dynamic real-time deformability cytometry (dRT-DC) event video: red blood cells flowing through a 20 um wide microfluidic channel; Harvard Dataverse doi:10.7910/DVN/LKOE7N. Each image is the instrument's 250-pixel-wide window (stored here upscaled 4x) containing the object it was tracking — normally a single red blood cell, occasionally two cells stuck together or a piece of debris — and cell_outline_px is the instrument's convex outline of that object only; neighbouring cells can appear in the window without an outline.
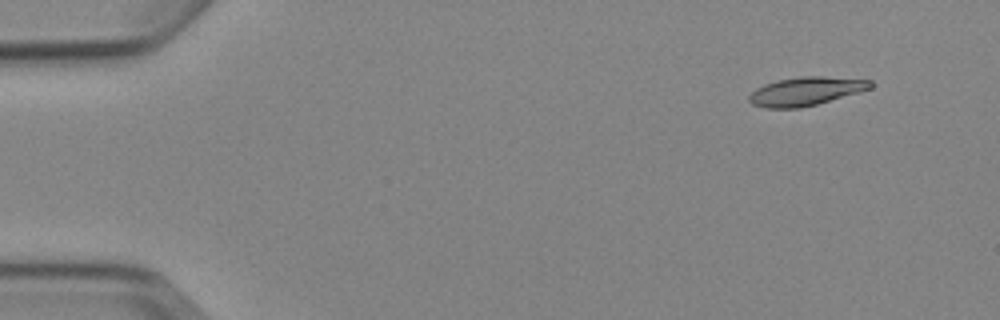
{"species": "Egyptian fruit bat (a non-hibernating species)", "species_latin": "Rousettus aegyptiacus", "temperature_condition": "cold", "stored_images_in_passage": 4, "camera_frame_rate_fps": 3000, "um_per_image_px": 0.085, "animal": {"sex": "female"}, "frame": {"image": 1, "passage_image": 1, "time_ms": 0.0, "image_size_px": [1000, 320], "cell_outline_px": [[872, 88], [860, 92], [816, 104], [800, 108], [764, 108], [752, 104], [748, 100], [748, 96], [756, 88], [764, 84], [776, 80], [800, 76], [824, 76], [872, 80]], "centroid_in_image_um": [68.47, 7.75], "position_along_channel_um": 16.5, "area_um2": 20.29}}
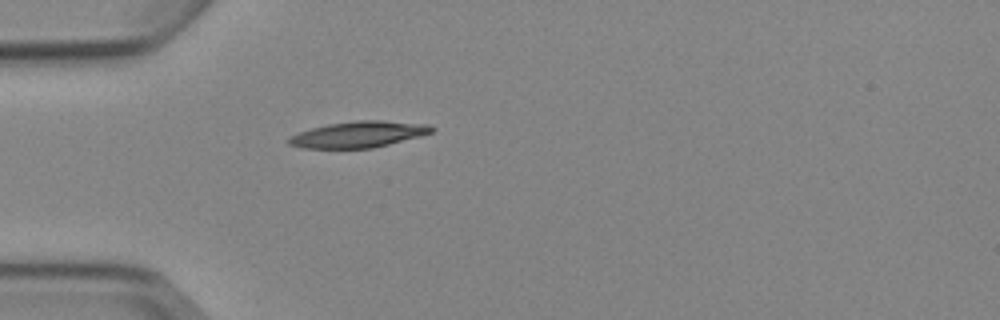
{"frame": {"image": 2, "passage_image": 4, "time_ms": 3.667, "image_size_px": [1000, 320], "cell_outline_px": [[436, 128], [432, 132], [420, 136], [372, 148], [304, 148], [288, 144], [288, 136], [312, 128], [328, 124], [356, 120], [380, 120], [428, 124]], "centroid_in_image_um": [30.48, 11.42], "position_along_channel_um": 54.5, "area_um2": 21.68}}